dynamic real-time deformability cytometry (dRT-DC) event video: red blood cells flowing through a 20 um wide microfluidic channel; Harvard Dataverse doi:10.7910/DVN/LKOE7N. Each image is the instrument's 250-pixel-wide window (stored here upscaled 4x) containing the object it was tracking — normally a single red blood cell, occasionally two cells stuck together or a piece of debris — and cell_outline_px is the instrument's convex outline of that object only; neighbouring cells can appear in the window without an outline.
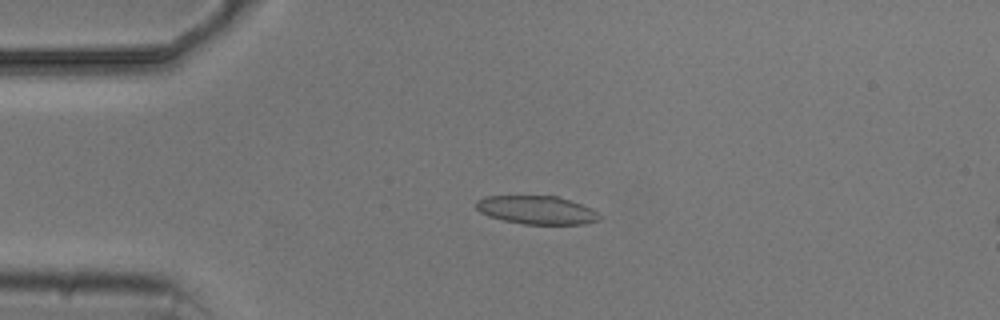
{"species": "common noctule bat (a hibernating species)", "species_latin": "Nyctalus noctula", "temperature_condition": "cold", "stored_images_in_passage": 3, "camera_frame_rate_fps": 3000, "um_per_image_px": 0.085, "animal": {"sex": "male", "body_mass_g": 20.5, "forearm_length_mm": 52.5}, "frame": {"image": 1, "passage_image": 1, "time_ms": 0.0, "image_size_px": [1000, 320], "cell_outline_px": [[604, 216], [600, 220], [584, 224], [524, 224], [504, 220], [488, 216], [480, 212], [476, 208], [476, 200], [484, 196], [556, 196], [592, 208]], "centroid_in_image_um": [45.64, 17.85], "position_along_channel_um": 39.4, "area_um2": 20.46}}